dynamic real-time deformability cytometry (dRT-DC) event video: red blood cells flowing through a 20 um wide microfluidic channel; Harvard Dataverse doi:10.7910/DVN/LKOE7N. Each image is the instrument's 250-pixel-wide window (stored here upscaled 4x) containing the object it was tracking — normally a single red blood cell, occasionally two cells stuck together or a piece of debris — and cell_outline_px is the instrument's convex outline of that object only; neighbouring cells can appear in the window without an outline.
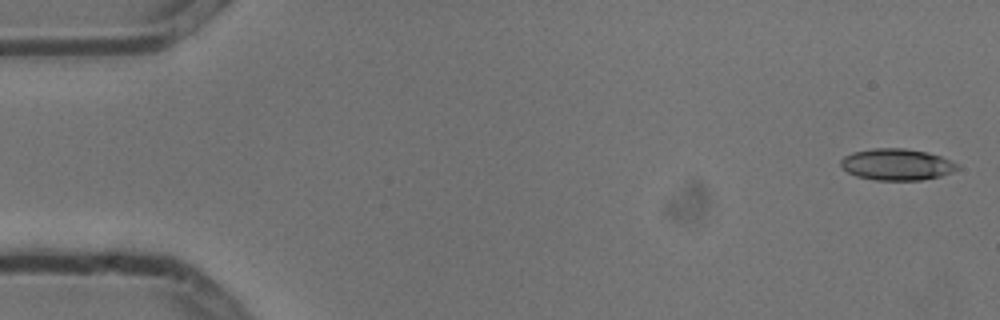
{"species": "common noctule bat (a hibernating species)", "species_latin": "Nyctalus noctula", "temperature_condition": "cold", "stored_images_in_passage": 5, "camera_frame_rate_fps": 3000, "um_per_image_px": 0.085, "animal": {"sex": "male", "body_mass_g": 13.3}, "frame": {"image": 1, "passage_image": 1, "time_ms": 0.0, "image_size_px": [1000, 320], "cell_outline_px": [[960, 168], [952, 172], [940, 176], [920, 180], [876, 180], [856, 176], [848, 172], [840, 164], [840, 160], [844, 156], [852, 152], [872, 148], [904, 148], [928, 152], [940, 156], [960, 164]], "centroid_in_image_um": [76.24, 13.97], "position_along_channel_um": 8.8, "area_um2": 21.5}}
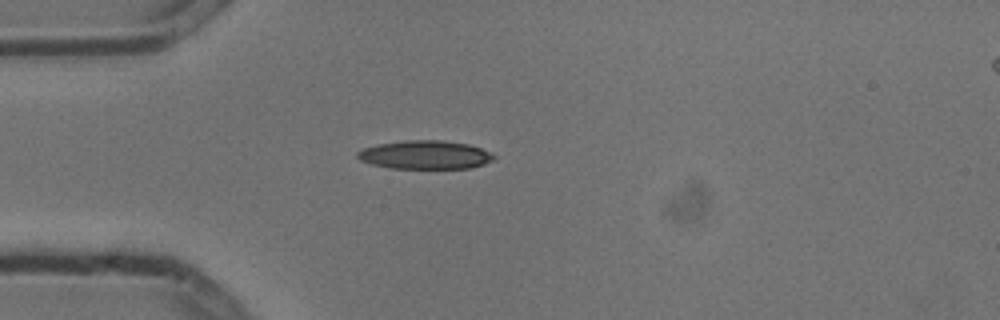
{"frame": {"image": 2, "passage_image": 4, "time_ms": 1.0, "image_size_px": [1000, 320], "cell_outline_px": [[496, 156], [492, 160], [484, 164], [472, 168], [388, 168], [372, 164], [360, 160], [356, 156], [356, 152], [364, 148], [376, 144], [404, 140], [440, 140], [468, 144], [480, 148]], "centroid_in_image_um": [36.1, 13.16], "position_along_channel_um": 48.9, "area_um2": 22.66}}